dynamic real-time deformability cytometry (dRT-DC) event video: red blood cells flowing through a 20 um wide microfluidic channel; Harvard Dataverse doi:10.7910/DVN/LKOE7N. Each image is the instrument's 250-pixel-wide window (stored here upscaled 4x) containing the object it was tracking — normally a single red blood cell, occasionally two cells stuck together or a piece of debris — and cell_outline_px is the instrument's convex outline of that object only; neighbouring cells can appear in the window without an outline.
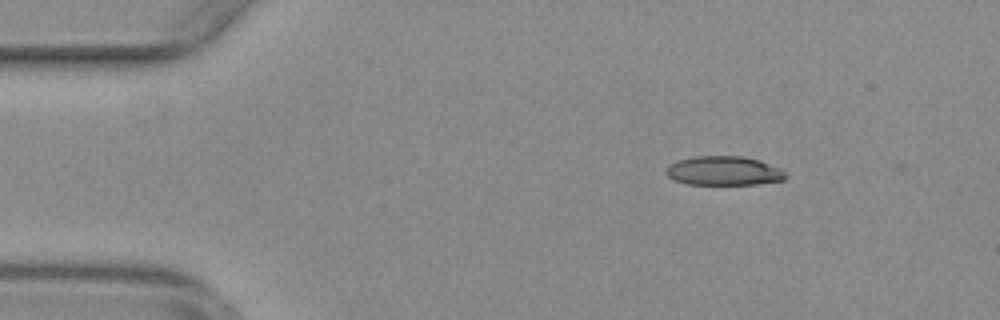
{"species": "common noctule bat (a hibernating species)", "species_latin": "Nyctalus noctula", "temperature_condition": "warm", "stored_images_in_passage": 48, "camera_frame_rate_fps": 3000, "um_per_image_px": 0.085, "animal": {"sex": "female", "body_mass_g": 29.2, "forearm_length_mm": 56.3}, "frame": {"image": 1, "passage_image": 7, "time_ms": 2.0, "image_size_px": [1000, 320], "cell_outline_px": [[788, 176], [784, 180], [756, 184], [688, 184], [676, 180], [668, 176], [664, 172], [676, 160], [696, 156], [744, 156], [760, 160], [780, 168]], "centroid_in_image_um": [61.55, 14.51], "position_along_channel_um": 23.4, "area_um2": 20.23}}
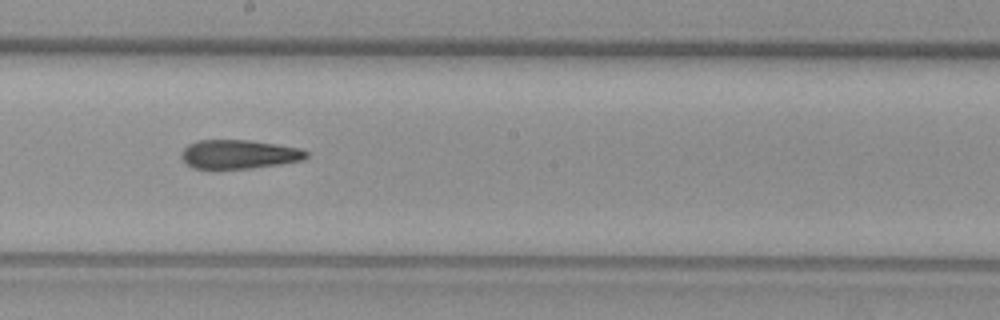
{"frame": {"image": 2, "passage_image": 29, "time_ms": 9.333, "image_size_px": [1000, 320], "cell_outline_px": [[308, 156], [304, 160], [280, 164], [252, 168], [192, 168], [180, 156], [184, 148], [188, 144], [200, 140], [248, 140], [276, 144], [300, 148], [308, 152]], "centroid_in_image_um": [20.34, 13.11], "position_along_channel_um": 227.9, "area_um2": 20.92}}
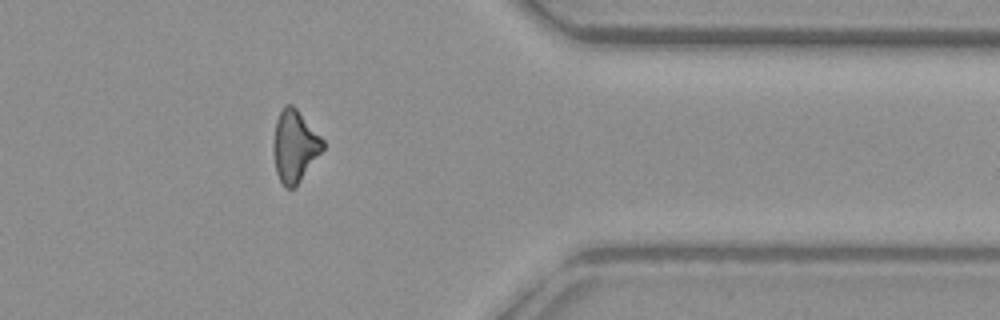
{"frame": {"image": 3, "passage_image": 43, "time_ms": 14.0, "image_size_px": [1000, 320], "cell_outline_px": [[324, 148], [296, 188], [284, 188], [276, 172], [276, 120], [284, 104], [292, 104], [296, 108], [324, 140]], "centroid_in_image_um": [25.1, 12.44], "position_along_channel_um": 386.3, "area_um2": 20.06}}